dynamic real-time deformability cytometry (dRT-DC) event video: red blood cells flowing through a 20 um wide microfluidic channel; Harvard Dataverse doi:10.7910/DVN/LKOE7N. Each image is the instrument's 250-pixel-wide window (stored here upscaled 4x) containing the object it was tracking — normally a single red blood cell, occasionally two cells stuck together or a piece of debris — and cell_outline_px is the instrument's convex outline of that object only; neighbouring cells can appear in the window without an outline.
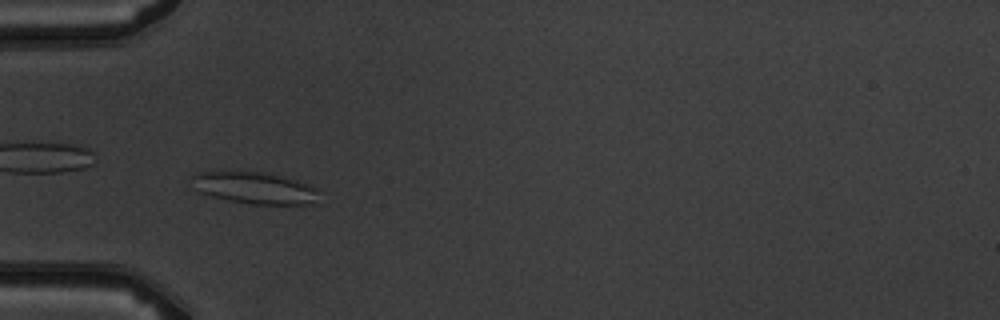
{"species": "common noctule bat (a hibernating species)", "species_latin": "Nyctalus noctula", "temperature_condition": "warm", "stored_images_in_passage": 7, "camera_frame_rate_fps": 3000, "um_per_image_px": 0.085, "animal": {"sex": "male", "body_mass_g": 19.5, "forearm_length_mm": 54.6}, "frame": {"image": 1, "passage_image": 6, "time_ms": 6.0, "image_size_px": [1000, 320], "cell_outline_px": [[316, 192], [312, 204], [248, 204], [212, 196], [196, 192], [192, 188], [188, 176], [196, 172], [212, 168], [228, 168], [268, 172], [296, 180], [308, 184], [316, 188]], "centroid_in_image_um": [21.39, 15.88], "position_along_channel_um": 63.6, "area_um2": 24.85}}
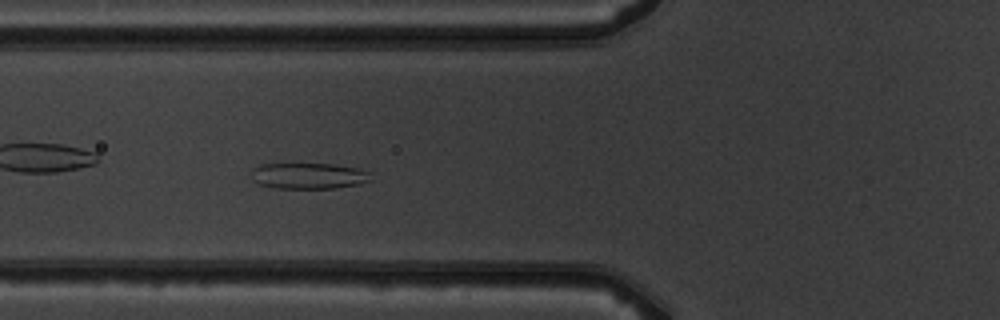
{"frame": {"image": 2, "passage_image": 7, "time_ms": 7.0, "image_size_px": [1000, 320], "cell_outline_px": [[372, 180], [360, 184], [336, 188], [272, 188], [256, 184], [252, 180], [252, 168], [260, 164], [336, 164], [360, 168], [368, 172]], "centroid_in_image_um": [26.21, 14.95], "position_along_channel_um": 99.6, "area_um2": 18.38}}